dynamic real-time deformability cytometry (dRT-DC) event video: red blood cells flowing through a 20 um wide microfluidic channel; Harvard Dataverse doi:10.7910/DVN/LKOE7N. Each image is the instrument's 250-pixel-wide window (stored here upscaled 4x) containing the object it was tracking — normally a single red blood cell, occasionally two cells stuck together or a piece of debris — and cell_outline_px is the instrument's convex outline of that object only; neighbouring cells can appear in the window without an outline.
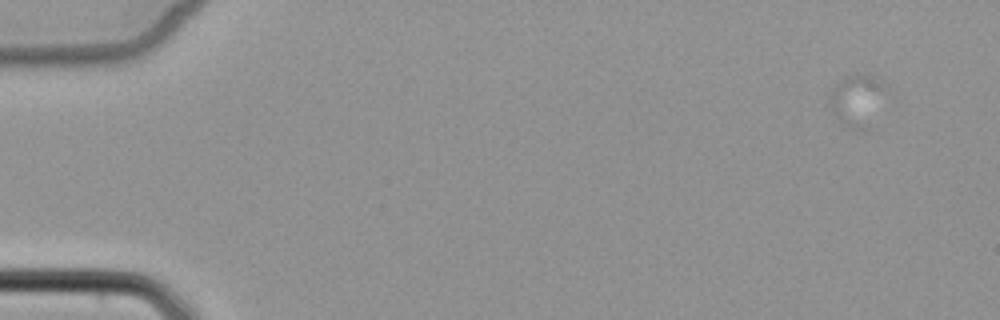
{"species": "common noctule bat (a hibernating species)", "species_latin": "Nyctalus noctula", "temperature_condition": "cold", "stored_images_in_passage": 4, "camera_frame_rate_fps": 3000, "um_per_image_px": 0.085, "animal": {"sex": "female", "body_mass_g": 22.7, "forearm_length_mm": 54.2}, "frame": {"image": 1, "passage_image": 1, "time_ms": 0.0, "image_size_px": [1000, 320], "cell_outline_px": [[884, 88], [868, 132], [852, 128], [844, 124], [832, 112], [828, 100], [828, 92], [844, 76], [856, 72], [868, 72], [876, 76], [884, 84]], "centroid_in_image_um": [72.79, 8.46], "position_along_channel_um": 12.2, "area_um2": 17.05}}
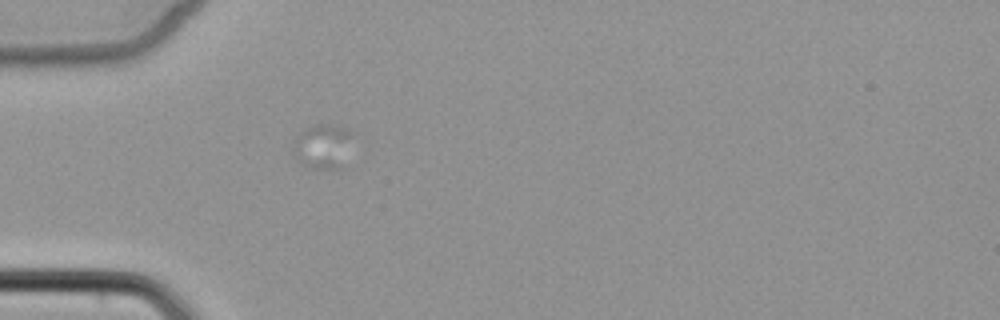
{"frame": {"image": 2, "passage_image": 4, "time_ms": 5.667, "image_size_px": [1000, 320], "cell_outline_px": [[352, 132], [340, 168], [312, 168], [300, 164], [292, 148], [296, 136], [300, 132], [316, 124], [336, 124]], "centroid_in_image_um": [27.37, 12.41], "position_along_channel_um": 57.6, "area_um2": 14.91}}